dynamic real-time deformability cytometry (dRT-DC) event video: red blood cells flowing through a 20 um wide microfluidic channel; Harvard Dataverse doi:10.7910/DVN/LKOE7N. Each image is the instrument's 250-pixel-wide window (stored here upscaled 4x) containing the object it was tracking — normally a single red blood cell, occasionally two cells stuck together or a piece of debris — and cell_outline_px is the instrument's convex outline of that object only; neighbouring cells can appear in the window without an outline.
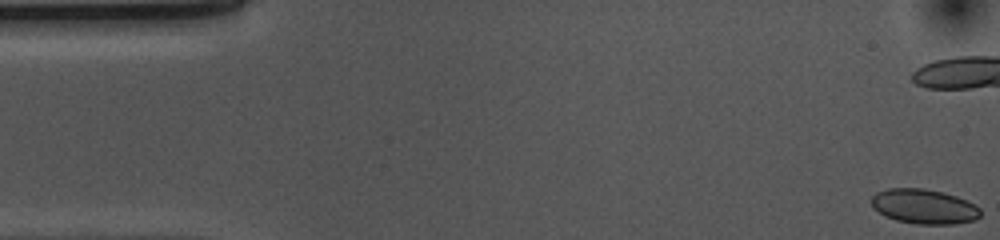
{"species": "common noctule bat (a hibernating species)", "species_latin": "Nyctalus noctula", "temperature_condition": "cold", "stored_images_in_passage": 52, "camera_frame_rate_fps": 3000, "um_per_image_px": 0.085, "animal": {"sex": "female", "body_mass_g": 10.0, "forearm_length_mm": 53.1}, "frame": {"image": 1, "passage_image": 1, "time_ms": 0.0, "image_size_px": [1000, 240], "cell_outline_px": [[980, 216], [976, 220], [952, 224], [916, 224], [896, 220], [884, 216], [872, 208], [872, 196], [876, 192], [888, 188], [924, 188], [944, 192], [956, 196], [976, 204], [980, 208]], "centroid_in_image_um": [78.54, 17.55], "position_along_channel_um": 6.5, "area_um2": 22.31}, "authors_computed_cell_mechanics": {"area_um2": 21.5883, "velocity_mm_per_s": 3.676, "shape_relaxation_time_tau1_ms": null, "shape_relaxation_time_tau2_ms": 2.5385, "deformation_change_tau1": null, "deformation_change_tau2": 0.0459}}